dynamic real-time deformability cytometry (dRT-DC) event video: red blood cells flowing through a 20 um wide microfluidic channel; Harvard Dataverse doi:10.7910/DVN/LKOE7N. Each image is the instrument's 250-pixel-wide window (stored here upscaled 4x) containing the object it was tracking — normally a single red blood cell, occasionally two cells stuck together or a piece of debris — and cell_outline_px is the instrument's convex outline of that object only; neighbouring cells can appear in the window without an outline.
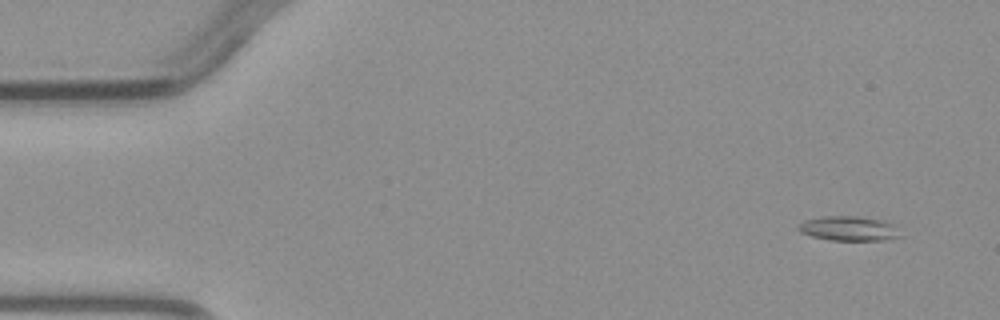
{"species": "common noctule bat (a hibernating species)", "species_latin": "Nyctalus noctula", "temperature_condition": "warm", "stored_images_in_passage": 3, "camera_frame_rate_fps": 3000, "um_per_image_px": 0.085, "animal": {"sex": "male", "body_mass_g": 23.1, "forearm_length_mm": 52.7}, "frame": {"image": 1, "passage_image": 1, "time_ms": 0.0, "image_size_px": [1000, 320], "cell_outline_px": [[904, 236], [888, 240], [828, 240], [812, 236], [800, 232], [796, 228], [804, 220], [820, 216], [860, 216], [884, 220], [892, 224]], "centroid_in_image_um": [72.17, 19.42], "position_along_channel_um": 12.8, "area_um2": 14.85}}